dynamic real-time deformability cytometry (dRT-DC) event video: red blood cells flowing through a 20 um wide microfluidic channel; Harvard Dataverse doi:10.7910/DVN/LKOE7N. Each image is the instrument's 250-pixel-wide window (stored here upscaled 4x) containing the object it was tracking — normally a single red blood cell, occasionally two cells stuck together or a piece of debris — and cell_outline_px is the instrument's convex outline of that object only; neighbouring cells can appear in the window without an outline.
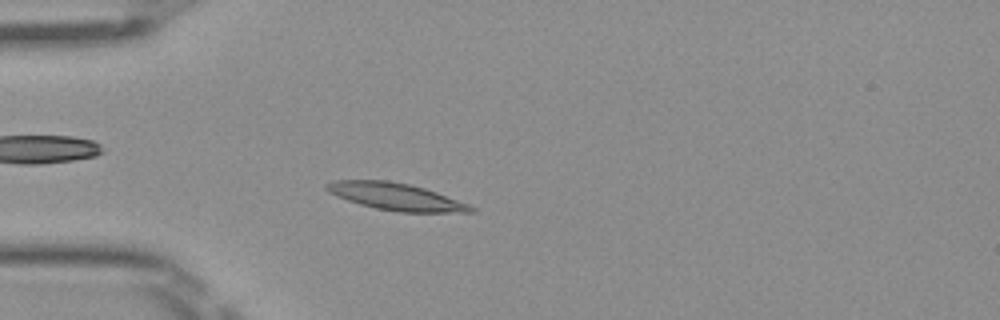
{"species": "Egyptian fruit bat (a non-hibernating species)", "species_latin": "Rousettus aegyptiacus", "temperature_condition": "room temperature", "stored_images_in_passage": 40, "camera_frame_rate_fps": 3000, "um_per_image_px": 0.085, "frame": {"image": 1, "passage_image": 12, "time_ms": 3.667, "image_size_px": [1000, 320], "cell_outline_px": [[476, 212], [400, 212], [376, 208], [360, 204], [336, 196], [328, 192], [324, 188], [324, 184], [332, 180], [388, 180], [408, 184], [424, 188], [436, 192], [468, 204], [476, 208]], "centroid_in_image_um": [33.61, 16.7], "position_along_channel_um": 51.4, "area_um2": 22.72}}
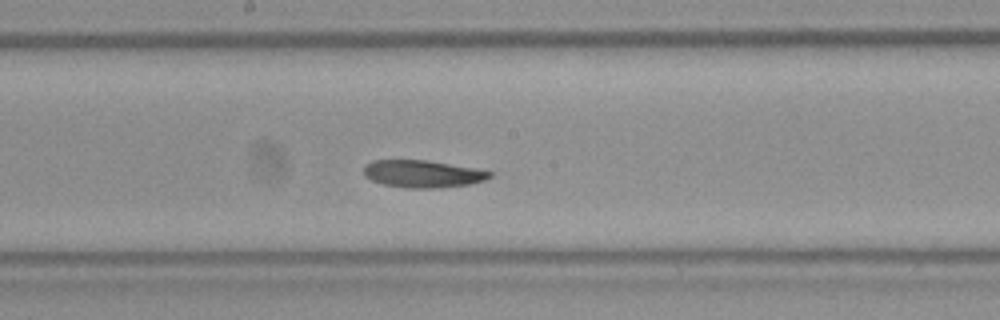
{"frame": {"image": 2, "passage_image": 25, "time_ms": 8.0, "image_size_px": [1000, 320], "cell_outline_px": [[492, 176], [484, 180], [468, 184], [440, 188], [408, 188], [384, 184], [372, 180], [364, 176], [364, 164], [372, 160], [428, 160], [476, 168], [492, 172]], "centroid_in_image_um": [35.91, 14.77], "position_along_channel_um": 212.3, "area_um2": 20.11}}
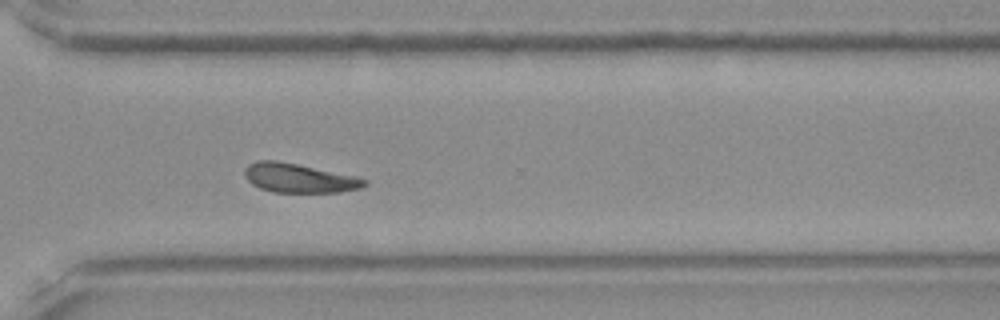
{"frame": {"image": 3, "passage_image": 35, "time_ms": 11.333, "image_size_px": [1000, 320], "cell_outline_px": [[368, 184], [360, 188], [340, 192], [272, 192], [260, 188], [252, 184], [244, 176], [244, 168], [248, 164], [256, 160], [276, 160], [356, 176], [368, 180]], "centroid_in_image_um": [25.39, 15.13], "position_along_channel_um": 345.2, "area_um2": 20.35}}